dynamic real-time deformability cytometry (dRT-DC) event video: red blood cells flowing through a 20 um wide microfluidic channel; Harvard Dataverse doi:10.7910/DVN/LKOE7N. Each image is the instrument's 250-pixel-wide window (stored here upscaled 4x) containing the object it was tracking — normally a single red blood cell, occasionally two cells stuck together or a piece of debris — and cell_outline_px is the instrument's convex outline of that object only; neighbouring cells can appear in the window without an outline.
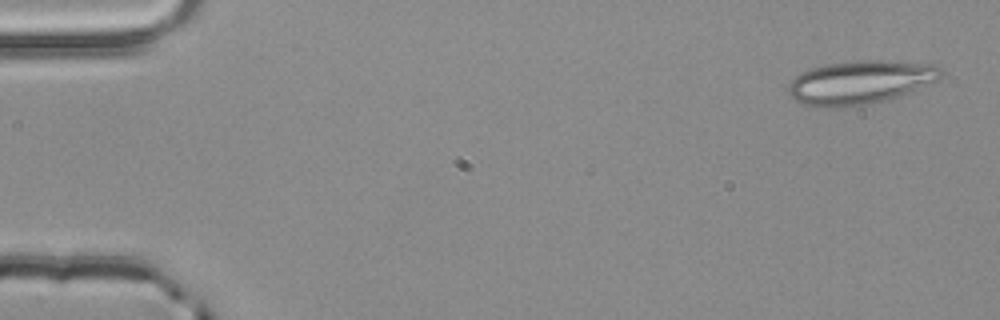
{"species": "common noctule bat (a hibernating species)", "species_latin": "Nyctalus noctula", "temperature_condition": "room temperature", "stored_images_in_passage": 53, "camera_frame_rate_fps": 3000, "um_per_image_px": 0.085, "animal": {"sex": "male", "body_mass_g": 20.4}, "frame": {"image": 1, "passage_image": 2, "time_ms": 0.333, "image_size_px": [1000, 320], "cell_outline_px": [[944, 72], [936, 80], [884, 100], [864, 104], [804, 104], [796, 100], [788, 92], [788, 84], [800, 72], [824, 64], [856, 60], [880, 60], [936, 64]], "centroid_in_image_um": [73.12, 6.92], "position_along_channel_um": 11.9, "area_um2": 37.17}}
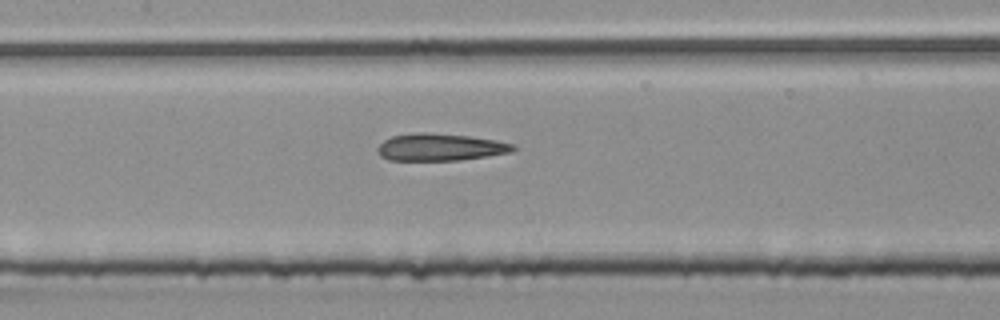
{"frame": {"image": 2, "passage_image": 25, "time_ms": 8.0, "image_size_px": [1000, 320], "cell_outline_px": [[516, 148], [512, 152], [488, 156], [460, 160], [388, 160], [380, 156], [376, 148], [384, 140], [392, 136], [416, 132], [432, 132], [472, 136], [496, 140], [516, 144]], "centroid_in_image_um": [37.44, 12.5], "position_along_channel_um": 170.0, "area_um2": 21.79}}
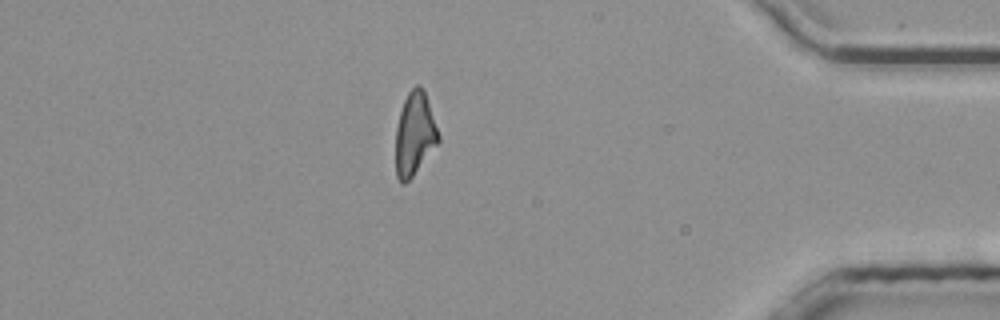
{"frame": {"image": 3, "passage_image": 46, "time_ms": 15.0, "image_size_px": [1000, 320], "cell_outline_px": [[440, 140], [412, 176], [404, 184], [400, 184], [396, 176], [396, 128], [400, 112], [404, 100], [408, 92], [416, 84], [420, 84], [424, 88], [440, 136]], "centroid_in_image_um": [35.24, 11.36], "position_along_channel_um": 400.0, "area_um2": 20.63}, "authors_computed_cell_mechanics": {"area_um2": 21.9062, "velocity_mm_per_s": 3.8633, "shape_relaxation_time_tau1_ms": null, "shape_relaxation_time_tau2_ms": 5.0593, "deformation_change_tau1": null, "deformation_change_tau2": 0.1947}}